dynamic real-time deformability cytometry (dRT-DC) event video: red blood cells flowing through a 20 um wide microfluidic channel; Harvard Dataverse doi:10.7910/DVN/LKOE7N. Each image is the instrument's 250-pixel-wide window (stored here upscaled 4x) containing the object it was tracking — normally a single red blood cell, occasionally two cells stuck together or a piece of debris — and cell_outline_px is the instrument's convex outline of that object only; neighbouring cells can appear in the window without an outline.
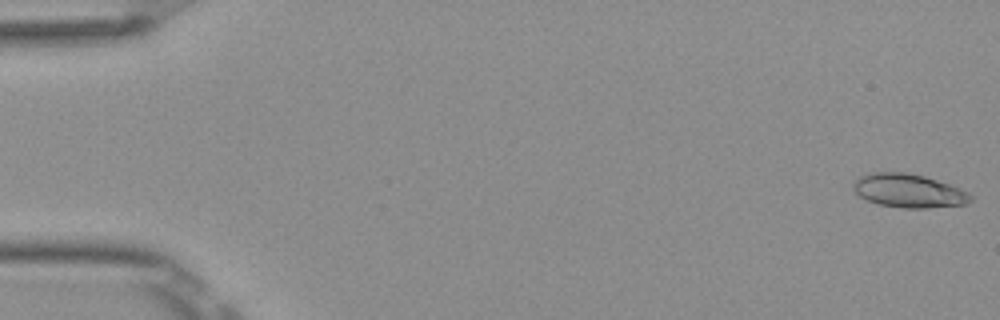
{"species": "Egyptian fruit bat (a non-hibernating species)", "species_latin": "Rousettus aegyptiacus", "temperature_condition": "room temperature", "stored_images_in_passage": 52, "camera_frame_rate_fps": 3000, "um_per_image_px": 0.085, "frame": {"image": 1, "passage_image": 1, "time_ms": 0.0, "image_size_px": [1000, 320], "cell_outline_px": [[972, 200], [968, 204], [928, 208], [904, 208], [880, 204], [868, 200], [860, 196], [852, 188], [852, 184], [860, 176], [872, 172], [904, 172], [924, 176], [960, 188], [968, 192], [972, 196]], "centroid_in_image_um": [77.25, 16.22], "position_along_channel_um": 7.7, "area_um2": 22.89}}
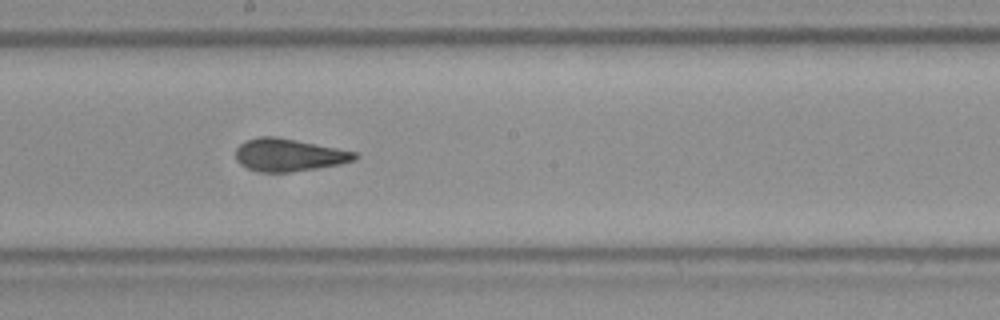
{"frame": {"image": 2, "passage_image": 29, "time_ms": 9.333, "image_size_px": [1000, 320], "cell_outline_px": [[360, 156], [356, 160], [340, 164], [292, 172], [264, 172], [248, 168], [240, 164], [236, 160], [236, 148], [240, 144], [248, 140], [264, 136], [276, 136], [356, 152]], "centroid_in_image_um": [24.57, 13.18], "position_along_channel_um": 223.6, "area_um2": 22.43}}
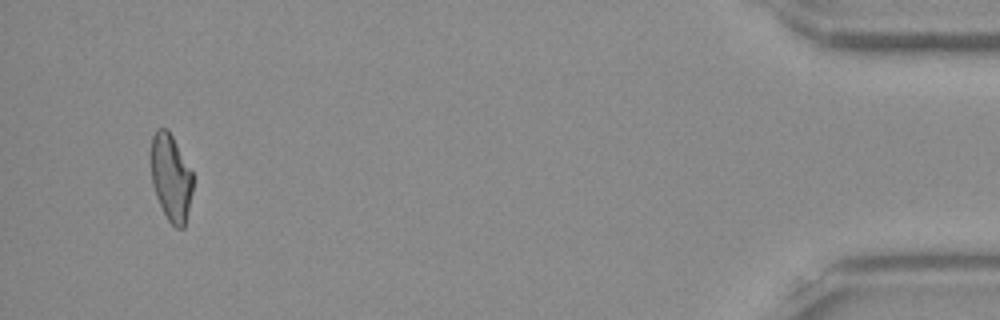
{"frame": {"image": 3, "passage_image": 50, "time_ms": 16.333, "image_size_px": [1000, 320], "cell_outline_px": [[192, 192], [184, 228], [176, 228], [168, 220], [156, 196], [152, 184], [152, 136], [156, 128], [168, 128], [192, 172]], "centroid_in_image_um": [14.53, 15.08], "position_along_channel_um": 420.7, "area_um2": 20.87}, "authors_computed_cell_mechanics": {"area_um2": 22.1952, "velocity_mm_per_s": 3.9061, "shape_relaxation_time_tau1_ms": 7.1866, "shape_relaxation_time_tau2_ms": 3.704, "deformation_change_tau1": 0.1906, "deformation_change_tau2": 0.1185}}